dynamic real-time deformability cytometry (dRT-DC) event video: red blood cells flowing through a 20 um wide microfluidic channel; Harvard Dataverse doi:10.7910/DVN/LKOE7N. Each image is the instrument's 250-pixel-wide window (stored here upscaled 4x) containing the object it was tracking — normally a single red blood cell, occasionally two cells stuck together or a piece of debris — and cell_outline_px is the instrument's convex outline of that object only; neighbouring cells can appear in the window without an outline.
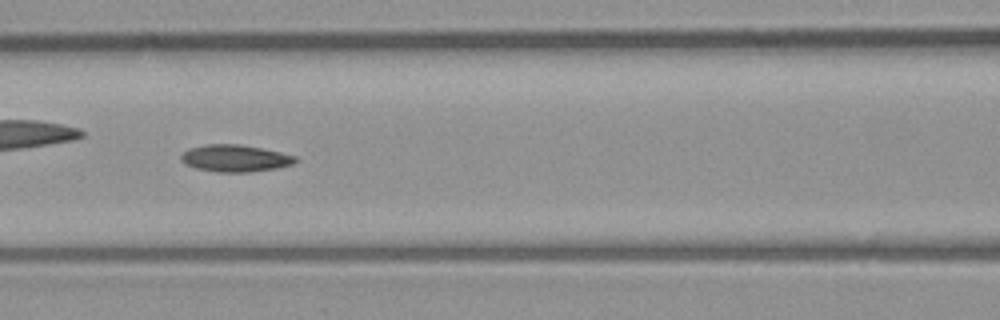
{"species": "common noctule bat (a hibernating species)", "species_latin": "Nyctalus noctula", "temperature_condition": "room temperature", "stored_images_in_passage": 51, "camera_frame_rate_fps": 3000, "um_per_image_px": 0.085, "animal": {"sex": "male", "body_mass_g": 23.1, "forearm_length_mm": 52.7}, "frame": {"image": 1, "passage_image": 22, "time_ms": 7.0, "image_size_px": [1000, 320], "cell_outline_px": [[300, 160], [292, 164], [276, 168], [248, 172], [216, 172], [196, 168], [184, 164], [180, 160], [180, 156], [188, 148], [208, 144], [240, 144], [280, 152], [296, 156]], "centroid_in_image_um": [19.97, 13.45], "position_along_channel_um": 146.6, "area_um2": 18.03}, "authors_computed_cell_mechanics": {"area_um2": 17.6868, "velocity_mm_per_s": 4.0274, "shape_relaxation_time_tau1_ms": null, "shape_relaxation_time_tau2_ms": 5.4884, "deformation_change_tau1": null, "deformation_change_tau2": 0.1199}}